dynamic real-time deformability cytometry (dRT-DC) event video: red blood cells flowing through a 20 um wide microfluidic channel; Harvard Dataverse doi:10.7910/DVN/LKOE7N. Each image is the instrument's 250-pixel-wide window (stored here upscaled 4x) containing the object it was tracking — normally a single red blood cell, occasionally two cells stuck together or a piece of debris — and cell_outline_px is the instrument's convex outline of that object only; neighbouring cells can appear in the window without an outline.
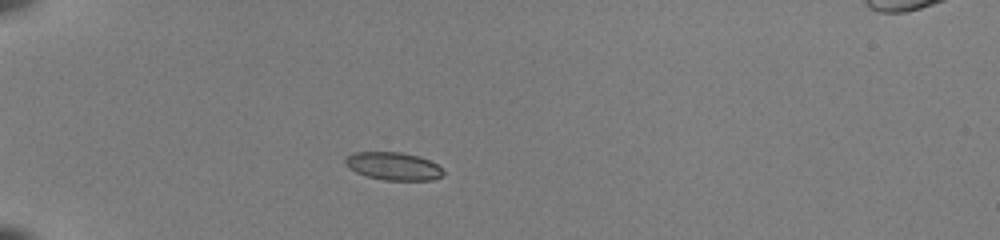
{"species": "common noctule bat (a hibernating species)", "species_latin": "Nyctalus noctula", "temperature_condition": "room temperature", "stored_images_in_passage": 37, "camera_frame_rate_fps": 3000, "um_per_image_px": 0.085, "animal": {"sex": "female", "body_mass_g": 22.0, "forearm_length_mm": 56.7}, "frame": {"image": 1, "passage_image": 1, "time_ms": 0.0, "image_size_px": [1000, 240], "cell_outline_px": [[444, 172], [440, 176], [432, 180], [384, 180], [368, 176], [356, 172], [348, 168], [344, 164], [344, 160], [352, 152], [400, 152], [420, 156], [436, 164]], "centroid_in_image_um": [33.39, 14.11], "position_along_channel_um": 51.6, "area_um2": 15.84}}
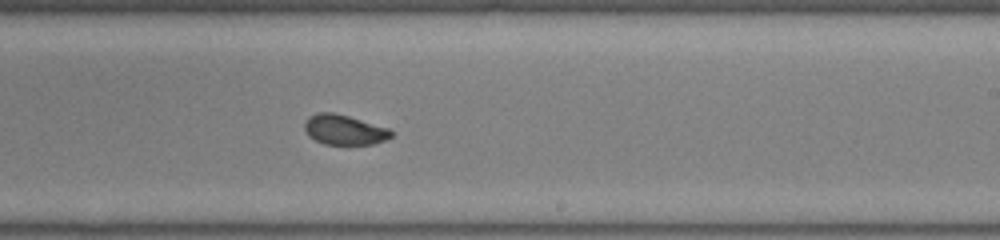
{"frame": {"image": 2, "passage_image": 19, "time_ms": 6.0, "image_size_px": [1000, 240], "cell_outline_px": [[392, 136], [384, 140], [372, 144], [324, 144], [308, 136], [304, 128], [304, 120], [308, 116], [316, 112], [332, 112], [348, 116], [388, 128], [392, 132]], "centroid_in_image_um": [29.2, 11.02], "position_along_channel_um": 259.8, "area_um2": 15.09}}
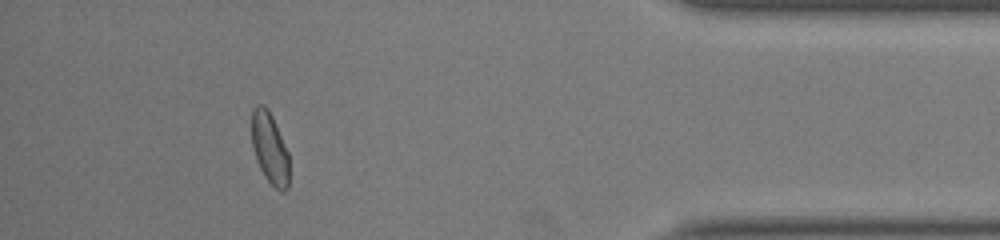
{"frame": {"image": 3, "passage_image": 33, "time_ms": 10.667, "image_size_px": [1000, 240], "cell_outline_px": [[288, 188], [284, 192], [276, 188], [264, 176], [260, 168], [252, 144], [252, 108], [256, 104], [264, 104], [268, 108], [272, 116], [288, 152]], "centroid_in_image_um": [22.92, 12.55], "position_along_channel_um": 412.3, "area_um2": 15.37}, "authors_computed_cell_mechanics": {"area_um2": 15.9528, "velocity_mm_per_s": 3.9964, "shape_relaxation_time_tau1_ms": 4.7158, "shape_relaxation_time_tau2_ms": 0.8717, "deformation_change_tau1": 0.1062, "deformation_change_tau2": 0.05}}